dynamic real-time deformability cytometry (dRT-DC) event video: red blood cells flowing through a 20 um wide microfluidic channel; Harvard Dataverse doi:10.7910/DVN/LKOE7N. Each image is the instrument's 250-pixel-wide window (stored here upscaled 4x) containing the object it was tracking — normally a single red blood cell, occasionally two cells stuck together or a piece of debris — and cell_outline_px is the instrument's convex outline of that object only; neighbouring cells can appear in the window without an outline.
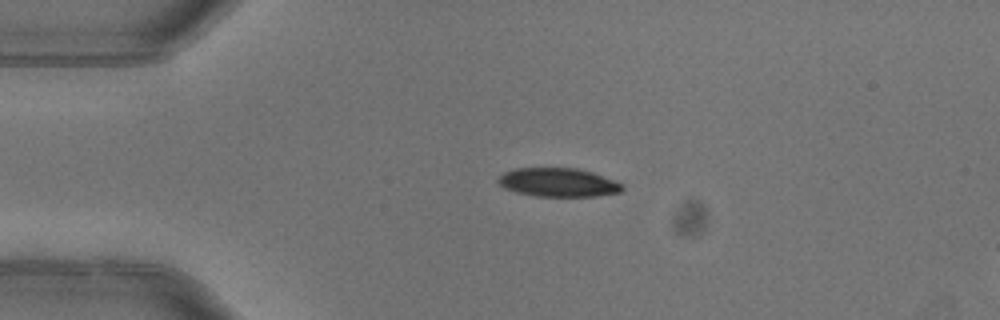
{"species": "common noctule bat (a hibernating species)", "species_latin": "Nyctalus noctula", "temperature_condition": "warm", "stored_images_in_passage": 3, "camera_frame_rate_fps": 3000, "um_per_image_px": 0.085, "animal": {"sex": "female"}, "frame": {"image": 1, "passage_image": 1, "time_ms": 0.0, "image_size_px": [1000, 320], "cell_outline_px": [[624, 188], [620, 192], [596, 196], [536, 196], [516, 192], [504, 188], [496, 180], [504, 172], [516, 168], [576, 168], [592, 172], [624, 184]], "centroid_in_image_um": [47.45, 15.5], "position_along_channel_um": 37.6, "area_um2": 20.69}}